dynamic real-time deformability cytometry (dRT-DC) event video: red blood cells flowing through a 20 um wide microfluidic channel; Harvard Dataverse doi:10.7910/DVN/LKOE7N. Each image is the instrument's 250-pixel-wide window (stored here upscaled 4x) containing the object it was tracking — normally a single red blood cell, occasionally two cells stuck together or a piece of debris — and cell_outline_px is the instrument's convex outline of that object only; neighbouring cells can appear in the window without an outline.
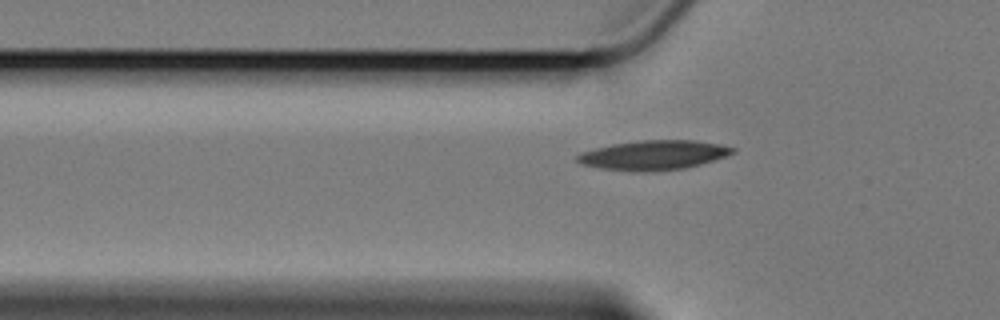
{"species": "Egyptian fruit bat (a non-hibernating species)", "species_latin": "Rousettus aegyptiacus", "temperature_condition": "cold", "stored_images_in_passage": 45, "camera_frame_rate_fps": 3000, "um_per_image_px": 0.085, "animal": {"sex": "female"}, "frame": {"image": 1, "passage_image": 12, "time_ms": 3.667, "image_size_px": [1000, 320], "cell_outline_px": [[736, 152], [700, 164], [684, 168], [644, 172], [632, 172], [600, 168], [580, 164], [576, 160], [576, 156], [580, 152], [612, 144], [640, 140], [696, 140], [720, 144], [736, 148]], "centroid_in_image_um": [55.52, 13.18], "position_along_channel_um": 70.3, "area_um2": 26.76}}
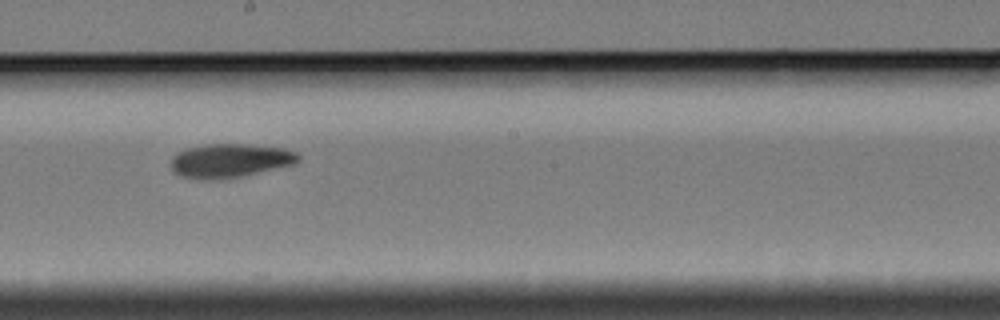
{"frame": {"image": 2, "passage_image": 26, "time_ms": 8.333, "image_size_px": [1000, 320], "cell_outline_px": [[300, 160], [296, 164], [240, 176], [184, 176], [176, 172], [172, 168], [172, 156], [176, 152], [184, 148], [208, 144], [248, 144], [284, 148], [296, 152], [300, 156]], "centroid_in_image_um": [19.64, 13.58], "position_along_channel_um": 228.6, "area_um2": 24.16}}
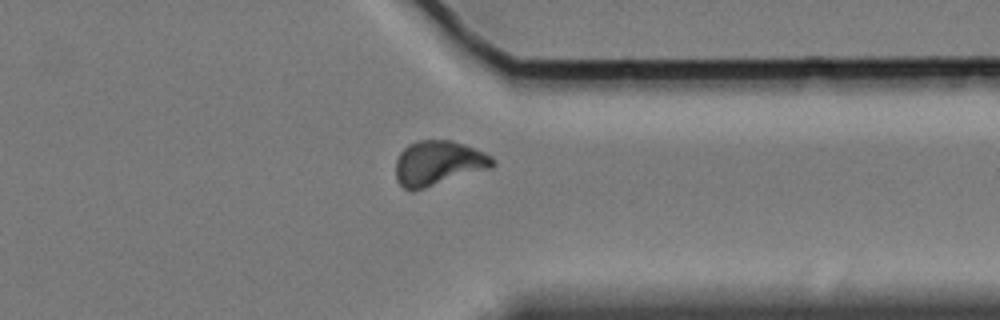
{"frame": {"image": 3, "passage_image": 39, "time_ms": 12.667, "image_size_px": [1000, 320], "cell_outline_px": [[496, 164], [492, 168], [412, 192], [404, 188], [396, 180], [396, 160], [400, 152], [408, 144], [416, 140], [452, 140], [464, 144], [484, 152], [492, 156], [496, 160]], "centroid_in_image_um": [37.27, 13.87], "position_along_channel_um": 374.1, "area_um2": 25.61}}